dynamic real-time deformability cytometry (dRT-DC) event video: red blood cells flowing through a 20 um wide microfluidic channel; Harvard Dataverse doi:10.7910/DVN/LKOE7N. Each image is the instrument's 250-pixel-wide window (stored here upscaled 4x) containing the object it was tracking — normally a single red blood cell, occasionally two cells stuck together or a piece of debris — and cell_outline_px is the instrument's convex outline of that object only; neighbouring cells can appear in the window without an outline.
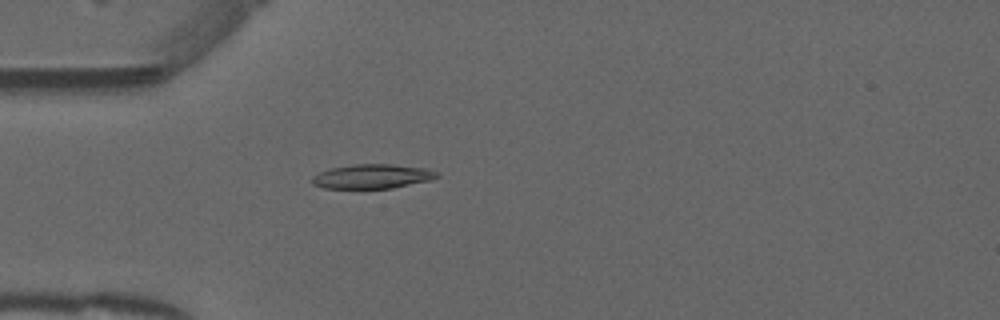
{"species": "common noctule bat (a hibernating species)", "species_latin": "Nyctalus noctula", "temperature_condition": "warm", "stored_images_in_passage": 52, "camera_frame_rate_fps": 3000, "um_per_image_px": 0.085, "animal": {"sex": "male", "forearm_length_mm": 52.5}, "frame": {"image": 1, "passage_image": 15, "time_ms": 4.667, "image_size_px": [1000, 320], "cell_outline_px": [[440, 176], [432, 180], [392, 188], [324, 188], [312, 184], [312, 176], [320, 172], [332, 168], [352, 164], [392, 164], [428, 168], [440, 172]], "centroid_in_image_um": [31.71, 14.98], "position_along_channel_um": 53.3, "area_um2": 17.86}}
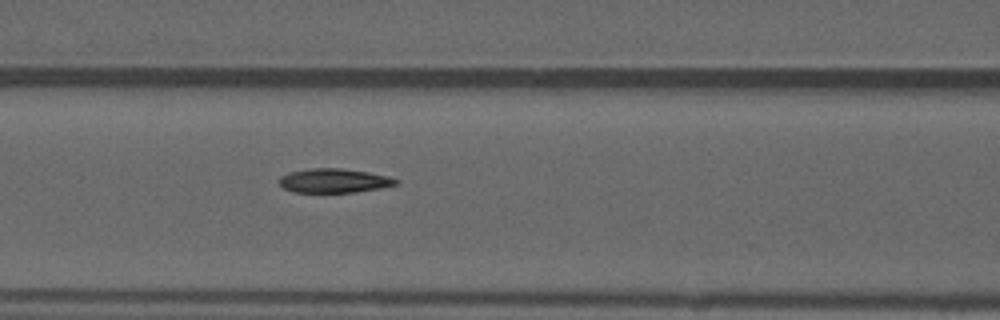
{"frame": {"image": 2, "passage_image": 22, "time_ms": 7.0, "image_size_px": [1000, 320], "cell_outline_px": [[400, 180], [396, 184], [380, 188], [356, 192], [292, 192], [284, 188], [280, 184], [280, 176], [288, 172], [308, 168], [340, 168], [368, 172], [388, 176]], "centroid_in_image_um": [28.37, 15.35], "position_along_channel_um": 138.2, "area_um2": 16.42}}
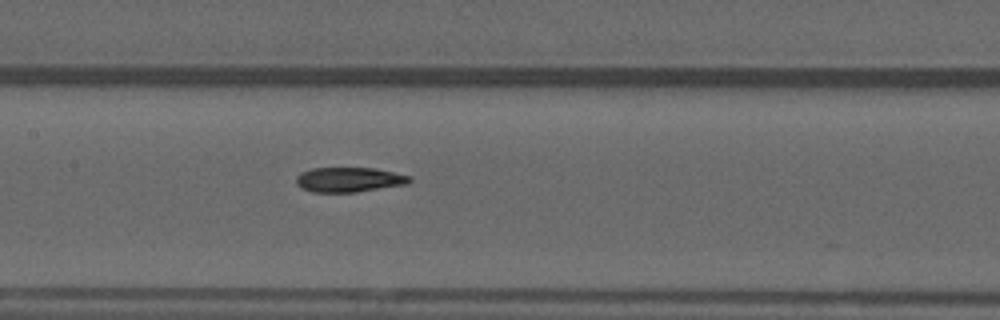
{"frame": {"image": 3, "passage_image": 25, "time_ms": 8.0, "image_size_px": [1000, 320], "cell_outline_px": [[412, 180], [408, 184], [356, 192], [312, 192], [300, 188], [296, 184], [296, 176], [300, 172], [312, 168], [376, 168], [412, 176]], "centroid_in_image_um": [29.67, 15.27], "position_along_channel_um": 177.7, "area_um2": 16.59}, "authors_computed_cell_mechanics": {"area_um2": 16.8776, "velocity_mm_per_s": 3.9472, "shape_relaxation_time_tau1_ms": 10.2565, "shape_relaxation_time_tau2_ms": 4.8969, "deformation_change_tau1": 0.2452, "deformation_change_tau2": 0.1225}}